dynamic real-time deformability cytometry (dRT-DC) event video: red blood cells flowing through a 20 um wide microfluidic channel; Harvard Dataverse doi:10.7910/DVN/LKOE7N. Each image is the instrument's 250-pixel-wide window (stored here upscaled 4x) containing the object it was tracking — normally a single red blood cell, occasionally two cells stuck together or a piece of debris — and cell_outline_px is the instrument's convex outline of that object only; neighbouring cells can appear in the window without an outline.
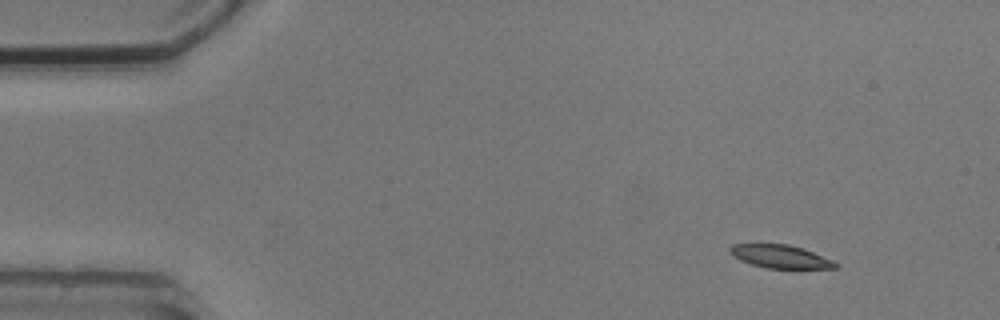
{"species": "common noctule bat (a hibernating species)", "species_latin": "Nyctalus noctula", "temperature_condition": "cold", "stored_images_in_passage": 2, "camera_frame_rate_fps": 3000, "um_per_image_px": 0.085, "animal": {"sex": "male", "body_mass_g": 20.5, "forearm_length_mm": 52.5}, "frame": {"image": 1, "passage_image": 2, "time_ms": 1.333, "image_size_px": [1000, 320], "cell_outline_px": [[840, 268], [768, 268], [752, 264], [740, 260], [728, 252], [728, 248], [732, 244], [788, 244], [812, 252], [832, 260], [840, 264]], "centroid_in_image_um": [66.32, 21.8], "position_along_channel_um": 18.7, "area_um2": 14.1}}